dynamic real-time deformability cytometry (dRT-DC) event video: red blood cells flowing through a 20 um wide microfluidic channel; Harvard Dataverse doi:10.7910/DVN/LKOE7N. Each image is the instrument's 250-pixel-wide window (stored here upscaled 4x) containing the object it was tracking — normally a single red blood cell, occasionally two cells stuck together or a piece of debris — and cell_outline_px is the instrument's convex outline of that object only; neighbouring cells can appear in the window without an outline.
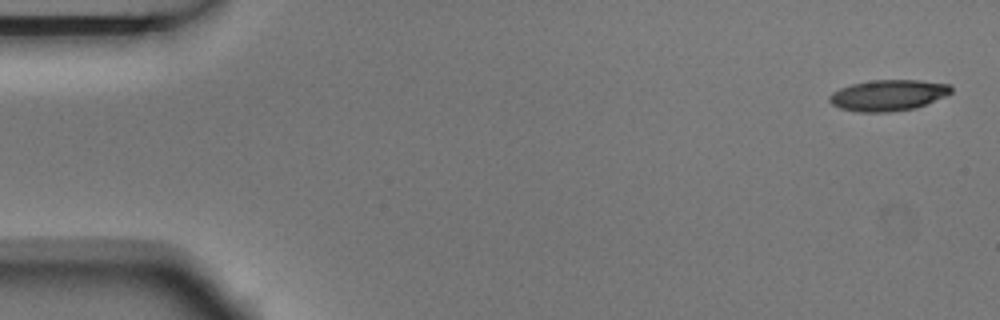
{"species": "Egyptian fruit bat (a non-hibernating species)", "species_latin": "Rousettus aegyptiacus", "temperature_condition": "room temperature", "stored_images_in_passage": 5, "camera_frame_rate_fps": 3000, "um_per_image_px": 0.085, "animal": {"sex": "male"}, "frame": {"image": 1, "passage_image": 1, "time_ms": 0.0, "image_size_px": [1000, 320], "cell_outline_px": [[952, 92], [944, 96], [916, 108], [888, 112], [860, 112], [840, 108], [832, 104], [828, 100], [828, 96], [832, 92], [840, 88], [852, 84], [872, 80], [920, 80], [948, 84], [952, 88]], "centroid_in_image_um": [75.47, 8.09], "position_along_channel_um": 9.5, "area_um2": 21.91}}
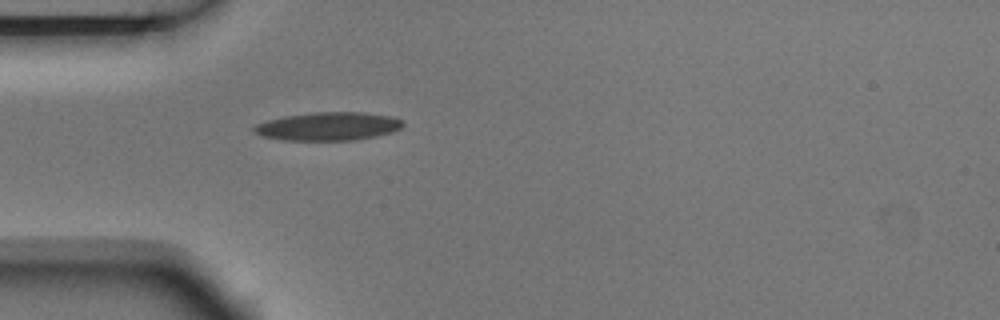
{"frame": {"image": 2, "passage_image": 5, "time_ms": 1.333, "image_size_px": [1000, 320], "cell_outline_px": [[404, 124], [400, 128], [392, 132], [352, 140], [284, 140], [260, 136], [252, 132], [252, 128], [256, 124], [268, 120], [284, 116], [316, 112], [364, 112], [388, 116], [400, 120]], "centroid_in_image_um": [27.82, 10.74], "position_along_channel_um": 57.2, "area_um2": 24.33}}